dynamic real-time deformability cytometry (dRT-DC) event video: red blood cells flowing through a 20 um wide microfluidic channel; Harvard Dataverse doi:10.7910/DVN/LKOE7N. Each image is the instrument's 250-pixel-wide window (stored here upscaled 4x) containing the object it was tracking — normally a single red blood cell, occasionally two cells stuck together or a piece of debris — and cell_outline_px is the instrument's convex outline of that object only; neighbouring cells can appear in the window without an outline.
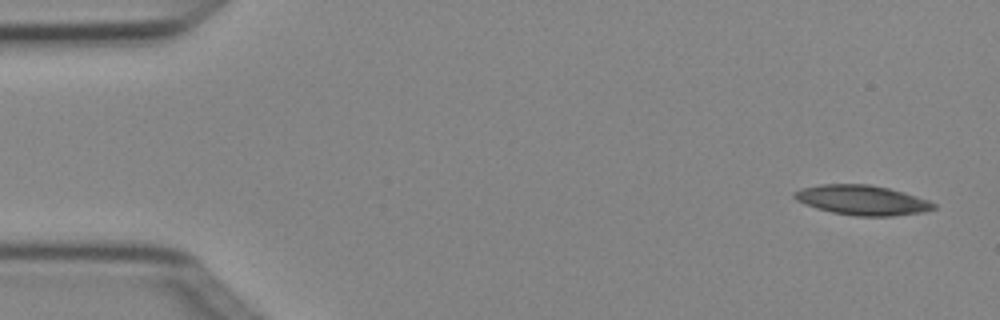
{"species": "Egyptian fruit bat (a non-hibernating species)", "species_latin": "Rousettus aegyptiacus", "temperature_condition": "cold", "stored_images_in_passage": 3, "camera_frame_rate_fps": 3000, "um_per_image_px": 0.085, "animal": {"sex": "female"}, "frame": {"image": 1, "passage_image": 1, "time_ms": 0.0, "image_size_px": [1000, 320], "cell_outline_px": [[936, 208], [924, 212], [892, 216], [856, 216], [832, 212], [816, 208], [796, 200], [792, 196], [792, 192], [800, 188], [820, 184], [868, 184], [888, 188], [904, 192], [928, 200], [936, 204]], "centroid_in_image_um": [73.26, 17.0], "position_along_channel_um": 11.7, "area_um2": 24.28}}